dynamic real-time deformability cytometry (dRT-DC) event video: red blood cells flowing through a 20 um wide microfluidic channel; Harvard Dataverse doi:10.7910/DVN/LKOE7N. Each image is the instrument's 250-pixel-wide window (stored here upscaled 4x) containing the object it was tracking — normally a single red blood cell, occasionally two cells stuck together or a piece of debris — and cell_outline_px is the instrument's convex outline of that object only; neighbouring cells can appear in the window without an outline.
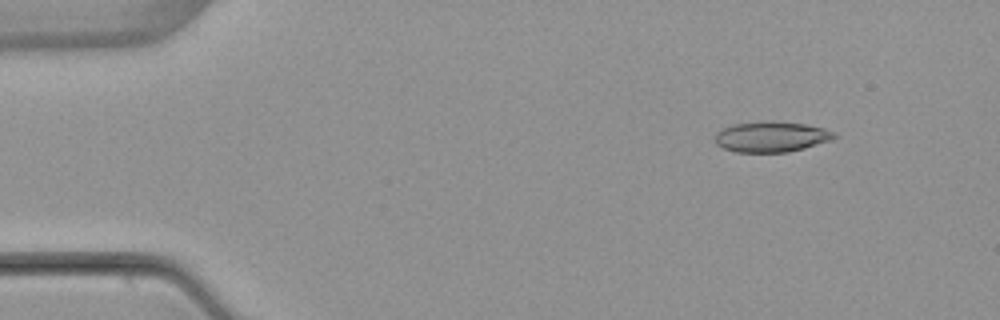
{"species": "common noctule bat (a hibernating species)", "species_latin": "Nyctalus noctula", "temperature_condition": "warm", "stored_images_in_passage": 5, "camera_frame_rate_fps": 3000, "um_per_image_px": 0.085, "animal": {"sex": "female", "body_mass_g": 22.7, "forearm_length_mm": 54.2}, "frame": {"image": 1, "passage_image": 1, "time_ms": 0.0, "image_size_px": [1000, 320], "cell_outline_px": [[836, 136], [832, 140], [804, 148], [788, 152], [736, 152], [724, 148], [716, 144], [716, 132], [732, 124], [764, 120], [776, 120], [808, 124], [824, 128], [836, 132]], "centroid_in_image_um": [65.59, 11.6], "position_along_channel_um": 19.4, "area_um2": 21.56}}
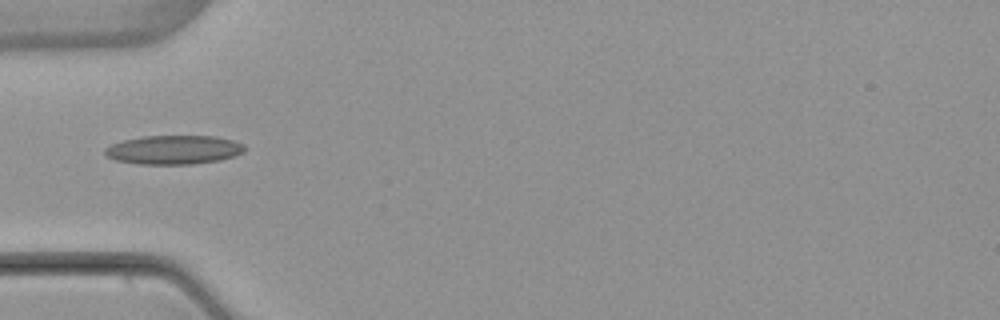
{"frame": {"image": 2, "passage_image": 4, "time_ms": 3.667, "image_size_px": [1000, 320], "cell_outline_px": [[248, 148], [244, 152], [220, 160], [192, 164], [140, 164], [116, 160], [104, 156], [104, 148], [112, 144], [124, 140], [140, 136], [216, 136], [232, 140], [244, 144]], "centroid_in_image_um": [14.77, 12.73], "position_along_channel_um": 70.2, "area_um2": 23.7}}
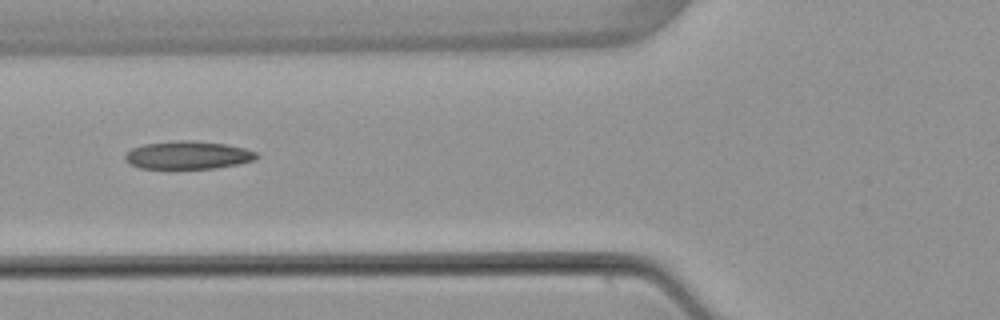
{"frame": {"image": 3, "passage_image": 5, "time_ms": 4.667, "image_size_px": [1000, 320], "cell_outline_px": [[260, 156], [256, 160], [240, 164], [216, 168], [140, 168], [128, 164], [124, 160], [124, 156], [132, 148], [144, 144], [176, 140], [188, 140], [228, 144], [244, 148], [256, 152]], "centroid_in_image_um": [16.0, 13.18], "position_along_channel_um": 109.8, "area_um2": 21.62}}